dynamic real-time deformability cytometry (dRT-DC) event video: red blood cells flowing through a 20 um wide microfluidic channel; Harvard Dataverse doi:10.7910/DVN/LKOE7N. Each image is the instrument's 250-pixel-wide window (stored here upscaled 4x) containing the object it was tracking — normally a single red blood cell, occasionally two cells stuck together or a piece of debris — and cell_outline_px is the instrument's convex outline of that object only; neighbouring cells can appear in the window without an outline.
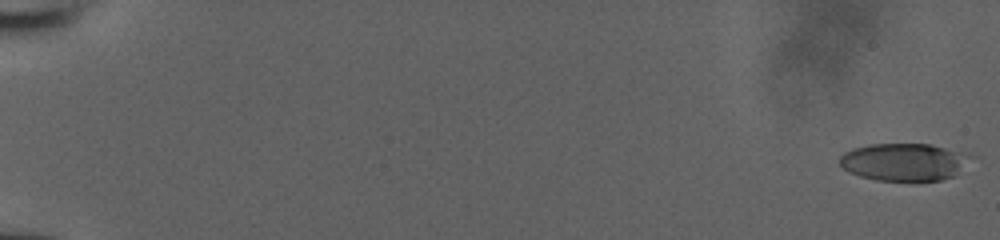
{"species": "human", "species_latin": "Homo sapiens", "temperature_condition": "room temperature", "stored_images_in_passage": 20, "camera_frame_rate_fps": 3000, "um_per_image_px": 0.085, "donor": {"sex": "male"}, "frame": {"image": 1, "passage_image": 1, "time_ms": 0.0, "image_size_px": [1000, 240], "cell_outline_px": [[976, 156], [952, 176], [940, 180], [876, 180], [860, 176], [848, 172], [840, 164], [840, 156], [844, 152], [852, 148], [868, 144], [928, 144]], "centroid_in_image_um": [76.81, 13.76], "position_along_channel_um": 8.2, "area_um2": 28.38}}
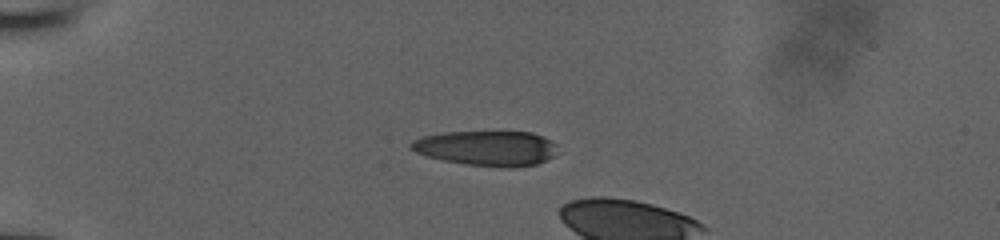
{"frame": {"image": 2, "passage_image": 16, "time_ms": 5.0, "image_size_px": [1000, 240], "cell_outline_px": [[556, 144], [552, 156], [548, 160], [536, 164], [500, 168], [468, 164], [444, 160], [428, 156], [416, 152], [408, 148], [408, 144], [412, 140], [424, 136], [444, 132], [532, 132], [552, 140]], "centroid_in_image_um": [41.34, 12.59], "position_along_channel_um": 43.7, "area_um2": 29.77}}